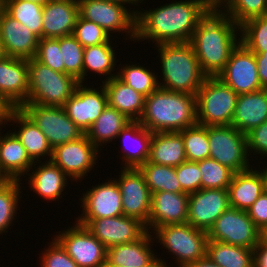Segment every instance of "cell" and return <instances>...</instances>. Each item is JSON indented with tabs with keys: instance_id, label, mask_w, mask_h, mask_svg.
Returning <instances> with one entry per match:
<instances>
[{
	"instance_id": "1",
	"label": "cell",
	"mask_w": 267,
	"mask_h": 267,
	"mask_svg": "<svg viewBox=\"0 0 267 267\" xmlns=\"http://www.w3.org/2000/svg\"><path fill=\"white\" fill-rule=\"evenodd\" d=\"M208 13L200 0L169 2L153 10L136 12V40L162 43L189 42Z\"/></svg>"
},
{
	"instance_id": "2",
	"label": "cell",
	"mask_w": 267,
	"mask_h": 267,
	"mask_svg": "<svg viewBox=\"0 0 267 267\" xmlns=\"http://www.w3.org/2000/svg\"><path fill=\"white\" fill-rule=\"evenodd\" d=\"M237 29L240 26L223 12L208 11L199 21L189 42L206 76H217L225 68L240 43Z\"/></svg>"
},
{
	"instance_id": "3",
	"label": "cell",
	"mask_w": 267,
	"mask_h": 267,
	"mask_svg": "<svg viewBox=\"0 0 267 267\" xmlns=\"http://www.w3.org/2000/svg\"><path fill=\"white\" fill-rule=\"evenodd\" d=\"M139 122L150 132H179L196 125V95L158 87L145 98Z\"/></svg>"
},
{
	"instance_id": "4",
	"label": "cell",
	"mask_w": 267,
	"mask_h": 267,
	"mask_svg": "<svg viewBox=\"0 0 267 267\" xmlns=\"http://www.w3.org/2000/svg\"><path fill=\"white\" fill-rule=\"evenodd\" d=\"M157 47L164 81L163 84L158 83L159 87L196 95L206 75L201 71L191 43H162Z\"/></svg>"
},
{
	"instance_id": "5",
	"label": "cell",
	"mask_w": 267,
	"mask_h": 267,
	"mask_svg": "<svg viewBox=\"0 0 267 267\" xmlns=\"http://www.w3.org/2000/svg\"><path fill=\"white\" fill-rule=\"evenodd\" d=\"M29 93L27 103L63 107L80 82L73 76L43 65L35 58L27 59Z\"/></svg>"
},
{
	"instance_id": "6",
	"label": "cell",
	"mask_w": 267,
	"mask_h": 267,
	"mask_svg": "<svg viewBox=\"0 0 267 267\" xmlns=\"http://www.w3.org/2000/svg\"><path fill=\"white\" fill-rule=\"evenodd\" d=\"M238 94L217 76H206L196 94L197 124L231 125Z\"/></svg>"
},
{
	"instance_id": "7",
	"label": "cell",
	"mask_w": 267,
	"mask_h": 267,
	"mask_svg": "<svg viewBox=\"0 0 267 267\" xmlns=\"http://www.w3.org/2000/svg\"><path fill=\"white\" fill-rule=\"evenodd\" d=\"M153 232L155 240L176 256L178 267H186L206 256L207 232L189 223L160 226Z\"/></svg>"
},
{
	"instance_id": "8",
	"label": "cell",
	"mask_w": 267,
	"mask_h": 267,
	"mask_svg": "<svg viewBox=\"0 0 267 267\" xmlns=\"http://www.w3.org/2000/svg\"><path fill=\"white\" fill-rule=\"evenodd\" d=\"M210 158L234 173L250 169L246 134L232 125L207 126Z\"/></svg>"
},
{
	"instance_id": "9",
	"label": "cell",
	"mask_w": 267,
	"mask_h": 267,
	"mask_svg": "<svg viewBox=\"0 0 267 267\" xmlns=\"http://www.w3.org/2000/svg\"><path fill=\"white\" fill-rule=\"evenodd\" d=\"M20 109L46 136L52 149L84 135L63 107L24 103Z\"/></svg>"
},
{
	"instance_id": "10",
	"label": "cell",
	"mask_w": 267,
	"mask_h": 267,
	"mask_svg": "<svg viewBox=\"0 0 267 267\" xmlns=\"http://www.w3.org/2000/svg\"><path fill=\"white\" fill-rule=\"evenodd\" d=\"M77 2L79 17L98 24L109 34L128 32L130 39L136 41L137 10L126 9L123 6L125 3L105 0H78Z\"/></svg>"
},
{
	"instance_id": "11",
	"label": "cell",
	"mask_w": 267,
	"mask_h": 267,
	"mask_svg": "<svg viewBox=\"0 0 267 267\" xmlns=\"http://www.w3.org/2000/svg\"><path fill=\"white\" fill-rule=\"evenodd\" d=\"M208 240L254 249L259 244V229L247 211L229 207L207 232Z\"/></svg>"
},
{
	"instance_id": "12",
	"label": "cell",
	"mask_w": 267,
	"mask_h": 267,
	"mask_svg": "<svg viewBox=\"0 0 267 267\" xmlns=\"http://www.w3.org/2000/svg\"><path fill=\"white\" fill-rule=\"evenodd\" d=\"M55 236L78 267H106L107 248L84 225L77 222Z\"/></svg>"
},
{
	"instance_id": "13",
	"label": "cell",
	"mask_w": 267,
	"mask_h": 267,
	"mask_svg": "<svg viewBox=\"0 0 267 267\" xmlns=\"http://www.w3.org/2000/svg\"><path fill=\"white\" fill-rule=\"evenodd\" d=\"M76 222L84 225L106 248L137 241L148 232L143 222L125 215Z\"/></svg>"
},
{
	"instance_id": "14",
	"label": "cell",
	"mask_w": 267,
	"mask_h": 267,
	"mask_svg": "<svg viewBox=\"0 0 267 267\" xmlns=\"http://www.w3.org/2000/svg\"><path fill=\"white\" fill-rule=\"evenodd\" d=\"M238 95L262 90L256 58L241 42L232 51L225 68L217 75Z\"/></svg>"
},
{
	"instance_id": "15",
	"label": "cell",
	"mask_w": 267,
	"mask_h": 267,
	"mask_svg": "<svg viewBox=\"0 0 267 267\" xmlns=\"http://www.w3.org/2000/svg\"><path fill=\"white\" fill-rule=\"evenodd\" d=\"M99 149L87 135L77 140L58 145L53 149L51 161L57 165L70 180H81L96 165Z\"/></svg>"
},
{
	"instance_id": "16",
	"label": "cell",
	"mask_w": 267,
	"mask_h": 267,
	"mask_svg": "<svg viewBox=\"0 0 267 267\" xmlns=\"http://www.w3.org/2000/svg\"><path fill=\"white\" fill-rule=\"evenodd\" d=\"M120 178L116 182L122 195L123 215L140 220L148 230L151 210V193L143 174L138 168H121Z\"/></svg>"
},
{
	"instance_id": "17",
	"label": "cell",
	"mask_w": 267,
	"mask_h": 267,
	"mask_svg": "<svg viewBox=\"0 0 267 267\" xmlns=\"http://www.w3.org/2000/svg\"><path fill=\"white\" fill-rule=\"evenodd\" d=\"M100 90L80 83L75 93L63 105L67 116L86 134L93 123L108 105L106 90L102 84Z\"/></svg>"
},
{
	"instance_id": "18",
	"label": "cell",
	"mask_w": 267,
	"mask_h": 267,
	"mask_svg": "<svg viewBox=\"0 0 267 267\" xmlns=\"http://www.w3.org/2000/svg\"><path fill=\"white\" fill-rule=\"evenodd\" d=\"M226 189H200L189 194L188 219L191 226L208 232L217 218L228 208Z\"/></svg>"
},
{
	"instance_id": "19",
	"label": "cell",
	"mask_w": 267,
	"mask_h": 267,
	"mask_svg": "<svg viewBox=\"0 0 267 267\" xmlns=\"http://www.w3.org/2000/svg\"><path fill=\"white\" fill-rule=\"evenodd\" d=\"M29 93L27 59L4 55L0 58V96L11 108L27 103Z\"/></svg>"
},
{
	"instance_id": "20",
	"label": "cell",
	"mask_w": 267,
	"mask_h": 267,
	"mask_svg": "<svg viewBox=\"0 0 267 267\" xmlns=\"http://www.w3.org/2000/svg\"><path fill=\"white\" fill-rule=\"evenodd\" d=\"M80 200L83 213L76 219H100L123 215L122 195L116 180L93 186Z\"/></svg>"
},
{
	"instance_id": "21",
	"label": "cell",
	"mask_w": 267,
	"mask_h": 267,
	"mask_svg": "<svg viewBox=\"0 0 267 267\" xmlns=\"http://www.w3.org/2000/svg\"><path fill=\"white\" fill-rule=\"evenodd\" d=\"M0 39L6 56L23 59L35 58L39 38L25 25L9 16L1 7Z\"/></svg>"
},
{
	"instance_id": "22",
	"label": "cell",
	"mask_w": 267,
	"mask_h": 267,
	"mask_svg": "<svg viewBox=\"0 0 267 267\" xmlns=\"http://www.w3.org/2000/svg\"><path fill=\"white\" fill-rule=\"evenodd\" d=\"M149 233L151 232L148 231L137 241L107 248L106 267H169L164 260L158 259L159 257L153 252L150 245L154 238H151L152 235Z\"/></svg>"
},
{
	"instance_id": "23",
	"label": "cell",
	"mask_w": 267,
	"mask_h": 267,
	"mask_svg": "<svg viewBox=\"0 0 267 267\" xmlns=\"http://www.w3.org/2000/svg\"><path fill=\"white\" fill-rule=\"evenodd\" d=\"M188 193L161 191L151 194V210L148 219V230L157 227L187 223Z\"/></svg>"
},
{
	"instance_id": "24",
	"label": "cell",
	"mask_w": 267,
	"mask_h": 267,
	"mask_svg": "<svg viewBox=\"0 0 267 267\" xmlns=\"http://www.w3.org/2000/svg\"><path fill=\"white\" fill-rule=\"evenodd\" d=\"M78 13L74 0H47L43 5L42 38L73 35Z\"/></svg>"
},
{
	"instance_id": "25",
	"label": "cell",
	"mask_w": 267,
	"mask_h": 267,
	"mask_svg": "<svg viewBox=\"0 0 267 267\" xmlns=\"http://www.w3.org/2000/svg\"><path fill=\"white\" fill-rule=\"evenodd\" d=\"M13 121L20 126L19 131L16 132L15 129L13 133L26 149L30 159L36 164H40L42 162L40 157L43 158V156L48 155L49 161H51L53 149L46 136L20 108H12L2 125L7 124V122L10 124Z\"/></svg>"
},
{
	"instance_id": "26",
	"label": "cell",
	"mask_w": 267,
	"mask_h": 267,
	"mask_svg": "<svg viewBox=\"0 0 267 267\" xmlns=\"http://www.w3.org/2000/svg\"><path fill=\"white\" fill-rule=\"evenodd\" d=\"M267 120V89L239 94L231 125L244 134Z\"/></svg>"
},
{
	"instance_id": "27",
	"label": "cell",
	"mask_w": 267,
	"mask_h": 267,
	"mask_svg": "<svg viewBox=\"0 0 267 267\" xmlns=\"http://www.w3.org/2000/svg\"><path fill=\"white\" fill-rule=\"evenodd\" d=\"M33 165L34 162L14 133L0 136V172L7 180L22 181L20 177L33 170Z\"/></svg>"
},
{
	"instance_id": "28",
	"label": "cell",
	"mask_w": 267,
	"mask_h": 267,
	"mask_svg": "<svg viewBox=\"0 0 267 267\" xmlns=\"http://www.w3.org/2000/svg\"><path fill=\"white\" fill-rule=\"evenodd\" d=\"M106 90L108 105L131 121H139L145 107V96L125 84L117 76L101 81Z\"/></svg>"
},
{
	"instance_id": "29",
	"label": "cell",
	"mask_w": 267,
	"mask_h": 267,
	"mask_svg": "<svg viewBox=\"0 0 267 267\" xmlns=\"http://www.w3.org/2000/svg\"><path fill=\"white\" fill-rule=\"evenodd\" d=\"M264 193L263 177L258 170L250 169L233 174L228 187L230 207L247 211Z\"/></svg>"
},
{
	"instance_id": "30",
	"label": "cell",
	"mask_w": 267,
	"mask_h": 267,
	"mask_svg": "<svg viewBox=\"0 0 267 267\" xmlns=\"http://www.w3.org/2000/svg\"><path fill=\"white\" fill-rule=\"evenodd\" d=\"M185 161L184 140L179 132H153L149 163L177 167Z\"/></svg>"
},
{
	"instance_id": "31",
	"label": "cell",
	"mask_w": 267,
	"mask_h": 267,
	"mask_svg": "<svg viewBox=\"0 0 267 267\" xmlns=\"http://www.w3.org/2000/svg\"><path fill=\"white\" fill-rule=\"evenodd\" d=\"M33 172L29 173V186L32 188L33 192L40 197H44L46 200H56L62 198L61 193L65 190L67 186L68 176L52 161H46L44 164L41 163L39 167H35ZM31 174V175H30Z\"/></svg>"
},
{
	"instance_id": "32",
	"label": "cell",
	"mask_w": 267,
	"mask_h": 267,
	"mask_svg": "<svg viewBox=\"0 0 267 267\" xmlns=\"http://www.w3.org/2000/svg\"><path fill=\"white\" fill-rule=\"evenodd\" d=\"M153 132H150L146 127H144L139 121H131L117 136L119 139L124 141V143L129 142V139L139 147H127L130 143L124 145L125 153H123L122 161H125L122 168H138L140 165L146 163L149 158L150 142ZM132 137V138H131ZM131 146V145H130ZM133 146V145H132ZM136 148V149H135Z\"/></svg>"
},
{
	"instance_id": "33",
	"label": "cell",
	"mask_w": 267,
	"mask_h": 267,
	"mask_svg": "<svg viewBox=\"0 0 267 267\" xmlns=\"http://www.w3.org/2000/svg\"><path fill=\"white\" fill-rule=\"evenodd\" d=\"M131 122L124 114L107 105L101 115L86 132L90 142L99 149L105 143L117 139L119 133Z\"/></svg>"
},
{
	"instance_id": "34",
	"label": "cell",
	"mask_w": 267,
	"mask_h": 267,
	"mask_svg": "<svg viewBox=\"0 0 267 267\" xmlns=\"http://www.w3.org/2000/svg\"><path fill=\"white\" fill-rule=\"evenodd\" d=\"M208 258L220 267H255L254 249L208 240Z\"/></svg>"
},
{
	"instance_id": "35",
	"label": "cell",
	"mask_w": 267,
	"mask_h": 267,
	"mask_svg": "<svg viewBox=\"0 0 267 267\" xmlns=\"http://www.w3.org/2000/svg\"><path fill=\"white\" fill-rule=\"evenodd\" d=\"M111 41L109 40L106 43L99 45L84 47V56H83V68H82V84L86 79L85 76L88 71H93L98 75H110L105 78L103 81H107L115 76L113 71H115V50L110 45Z\"/></svg>"
},
{
	"instance_id": "36",
	"label": "cell",
	"mask_w": 267,
	"mask_h": 267,
	"mask_svg": "<svg viewBox=\"0 0 267 267\" xmlns=\"http://www.w3.org/2000/svg\"><path fill=\"white\" fill-rule=\"evenodd\" d=\"M43 5L44 3L27 0H1V8L39 39L42 38Z\"/></svg>"
},
{
	"instance_id": "37",
	"label": "cell",
	"mask_w": 267,
	"mask_h": 267,
	"mask_svg": "<svg viewBox=\"0 0 267 267\" xmlns=\"http://www.w3.org/2000/svg\"><path fill=\"white\" fill-rule=\"evenodd\" d=\"M143 174L150 193L161 191L185 193L179 183L175 167L149 163L148 161L138 167Z\"/></svg>"
},
{
	"instance_id": "38",
	"label": "cell",
	"mask_w": 267,
	"mask_h": 267,
	"mask_svg": "<svg viewBox=\"0 0 267 267\" xmlns=\"http://www.w3.org/2000/svg\"><path fill=\"white\" fill-rule=\"evenodd\" d=\"M122 67L119 72H116L117 77L145 97L149 96L159 87L157 75L152 73V70L150 71V69L148 70L136 64L123 65Z\"/></svg>"
},
{
	"instance_id": "39",
	"label": "cell",
	"mask_w": 267,
	"mask_h": 267,
	"mask_svg": "<svg viewBox=\"0 0 267 267\" xmlns=\"http://www.w3.org/2000/svg\"><path fill=\"white\" fill-rule=\"evenodd\" d=\"M179 133L184 140L187 161L197 162L210 157L207 126L196 124Z\"/></svg>"
},
{
	"instance_id": "40",
	"label": "cell",
	"mask_w": 267,
	"mask_h": 267,
	"mask_svg": "<svg viewBox=\"0 0 267 267\" xmlns=\"http://www.w3.org/2000/svg\"><path fill=\"white\" fill-rule=\"evenodd\" d=\"M19 180H7L0 183V235L11 226L17 214L18 200L21 199Z\"/></svg>"
},
{
	"instance_id": "41",
	"label": "cell",
	"mask_w": 267,
	"mask_h": 267,
	"mask_svg": "<svg viewBox=\"0 0 267 267\" xmlns=\"http://www.w3.org/2000/svg\"><path fill=\"white\" fill-rule=\"evenodd\" d=\"M240 42L253 53L267 51V15L254 17L240 25Z\"/></svg>"
},
{
	"instance_id": "42",
	"label": "cell",
	"mask_w": 267,
	"mask_h": 267,
	"mask_svg": "<svg viewBox=\"0 0 267 267\" xmlns=\"http://www.w3.org/2000/svg\"><path fill=\"white\" fill-rule=\"evenodd\" d=\"M201 171V189H226L231 183L234 172L213 158L197 161Z\"/></svg>"
},
{
	"instance_id": "43",
	"label": "cell",
	"mask_w": 267,
	"mask_h": 267,
	"mask_svg": "<svg viewBox=\"0 0 267 267\" xmlns=\"http://www.w3.org/2000/svg\"><path fill=\"white\" fill-rule=\"evenodd\" d=\"M62 62L65 65V74L75 77L82 83V68L84 47L73 35L60 37Z\"/></svg>"
},
{
	"instance_id": "44",
	"label": "cell",
	"mask_w": 267,
	"mask_h": 267,
	"mask_svg": "<svg viewBox=\"0 0 267 267\" xmlns=\"http://www.w3.org/2000/svg\"><path fill=\"white\" fill-rule=\"evenodd\" d=\"M222 12L240 26L251 18L267 15V0H231Z\"/></svg>"
},
{
	"instance_id": "45",
	"label": "cell",
	"mask_w": 267,
	"mask_h": 267,
	"mask_svg": "<svg viewBox=\"0 0 267 267\" xmlns=\"http://www.w3.org/2000/svg\"><path fill=\"white\" fill-rule=\"evenodd\" d=\"M73 36L83 47L106 43L112 37L98 24L79 16L76 20Z\"/></svg>"
},
{
	"instance_id": "46",
	"label": "cell",
	"mask_w": 267,
	"mask_h": 267,
	"mask_svg": "<svg viewBox=\"0 0 267 267\" xmlns=\"http://www.w3.org/2000/svg\"><path fill=\"white\" fill-rule=\"evenodd\" d=\"M35 59L51 69L65 73L60 50V38H41L38 41Z\"/></svg>"
},
{
	"instance_id": "47",
	"label": "cell",
	"mask_w": 267,
	"mask_h": 267,
	"mask_svg": "<svg viewBox=\"0 0 267 267\" xmlns=\"http://www.w3.org/2000/svg\"><path fill=\"white\" fill-rule=\"evenodd\" d=\"M175 171L181 188L185 193L190 194L201 189L202 176L197 162L186 160L175 167Z\"/></svg>"
},
{
	"instance_id": "48",
	"label": "cell",
	"mask_w": 267,
	"mask_h": 267,
	"mask_svg": "<svg viewBox=\"0 0 267 267\" xmlns=\"http://www.w3.org/2000/svg\"><path fill=\"white\" fill-rule=\"evenodd\" d=\"M53 239L45 252H42L41 267H78L62 245Z\"/></svg>"
},
{
	"instance_id": "49",
	"label": "cell",
	"mask_w": 267,
	"mask_h": 267,
	"mask_svg": "<svg viewBox=\"0 0 267 267\" xmlns=\"http://www.w3.org/2000/svg\"><path fill=\"white\" fill-rule=\"evenodd\" d=\"M248 155L267 156V120L246 134Z\"/></svg>"
},
{
	"instance_id": "50",
	"label": "cell",
	"mask_w": 267,
	"mask_h": 267,
	"mask_svg": "<svg viewBox=\"0 0 267 267\" xmlns=\"http://www.w3.org/2000/svg\"><path fill=\"white\" fill-rule=\"evenodd\" d=\"M247 212L259 230L267 225V193H262Z\"/></svg>"
},
{
	"instance_id": "51",
	"label": "cell",
	"mask_w": 267,
	"mask_h": 267,
	"mask_svg": "<svg viewBox=\"0 0 267 267\" xmlns=\"http://www.w3.org/2000/svg\"><path fill=\"white\" fill-rule=\"evenodd\" d=\"M257 63L258 77L262 88L267 89V51L254 53Z\"/></svg>"
},
{
	"instance_id": "52",
	"label": "cell",
	"mask_w": 267,
	"mask_h": 267,
	"mask_svg": "<svg viewBox=\"0 0 267 267\" xmlns=\"http://www.w3.org/2000/svg\"><path fill=\"white\" fill-rule=\"evenodd\" d=\"M255 267H267V247L258 244L254 248Z\"/></svg>"
},
{
	"instance_id": "53",
	"label": "cell",
	"mask_w": 267,
	"mask_h": 267,
	"mask_svg": "<svg viewBox=\"0 0 267 267\" xmlns=\"http://www.w3.org/2000/svg\"><path fill=\"white\" fill-rule=\"evenodd\" d=\"M208 11L222 12L231 0H200Z\"/></svg>"
},
{
	"instance_id": "54",
	"label": "cell",
	"mask_w": 267,
	"mask_h": 267,
	"mask_svg": "<svg viewBox=\"0 0 267 267\" xmlns=\"http://www.w3.org/2000/svg\"><path fill=\"white\" fill-rule=\"evenodd\" d=\"M186 267H220V266L213 263L206 255L204 258H202L196 262H193V263L187 265Z\"/></svg>"
},
{
	"instance_id": "55",
	"label": "cell",
	"mask_w": 267,
	"mask_h": 267,
	"mask_svg": "<svg viewBox=\"0 0 267 267\" xmlns=\"http://www.w3.org/2000/svg\"><path fill=\"white\" fill-rule=\"evenodd\" d=\"M12 108L0 96V121L3 123Z\"/></svg>"
},
{
	"instance_id": "56",
	"label": "cell",
	"mask_w": 267,
	"mask_h": 267,
	"mask_svg": "<svg viewBox=\"0 0 267 267\" xmlns=\"http://www.w3.org/2000/svg\"><path fill=\"white\" fill-rule=\"evenodd\" d=\"M259 244L261 246L267 247V225L263 226L259 230Z\"/></svg>"
},
{
	"instance_id": "57",
	"label": "cell",
	"mask_w": 267,
	"mask_h": 267,
	"mask_svg": "<svg viewBox=\"0 0 267 267\" xmlns=\"http://www.w3.org/2000/svg\"><path fill=\"white\" fill-rule=\"evenodd\" d=\"M105 1H111V2H117V3H127V4H134V6L138 3H141L143 0H105ZM141 1V2H140Z\"/></svg>"
},
{
	"instance_id": "58",
	"label": "cell",
	"mask_w": 267,
	"mask_h": 267,
	"mask_svg": "<svg viewBox=\"0 0 267 267\" xmlns=\"http://www.w3.org/2000/svg\"><path fill=\"white\" fill-rule=\"evenodd\" d=\"M262 170L263 171L260 170V173L264 181V192L267 193V168L265 167V169H262Z\"/></svg>"
},
{
	"instance_id": "59",
	"label": "cell",
	"mask_w": 267,
	"mask_h": 267,
	"mask_svg": "<svg viewBox=\"0 0 267 267\" xmlns=\"http://www.w3.org/2000/svg\"><path fill=\"white\" fill-rule=\"evenodd\" d=\"M5 54H4V51H3V48H2V43H1V39H0V58L3 57Z\"/></svg>"
},
{
	"instance_id": "60",
	"label": "cell",
	"mask_w": 267,
	"mask_h": 267,
	"mask_svg": "<svg viewBox=\"0 0 267 267\" xmlns=\"http://www.w3.org/2000/svg\"><path fill=\"white\" fill-rule=\"evenodd\" d=\"M7 181V179L0 172V183Z\"/></svg>"
},
{
	"instance_id": "61",
	"label": "cell",
	"mask_w": 267,
	"mask_h": 267,
	"mask_svg": "<svg viewBox=\"0 0 267 267\" xmlns=\"http://www.w3.org/2000/svg\"><path fill=\"white\" fill-rule=\"evenodd\" d=\"M27 1L45 3L47 0H27Z\"/></svg>"
},
{
	"instance_id": "62",
	"label": "cell",
	"mask_w": 267,
	"mask_h": 267,
	"mask_svg": "<svg viewBox=\"0 0 267 267\" xmlns=\"http://www.w3.org/2000/svg\"><path fill=\"white\" fill-rule=\"evenodd\" d=\"M119 267H124V266H119ZM144 267H163V266H144Z\"/></svg>"
}]
</instances>
